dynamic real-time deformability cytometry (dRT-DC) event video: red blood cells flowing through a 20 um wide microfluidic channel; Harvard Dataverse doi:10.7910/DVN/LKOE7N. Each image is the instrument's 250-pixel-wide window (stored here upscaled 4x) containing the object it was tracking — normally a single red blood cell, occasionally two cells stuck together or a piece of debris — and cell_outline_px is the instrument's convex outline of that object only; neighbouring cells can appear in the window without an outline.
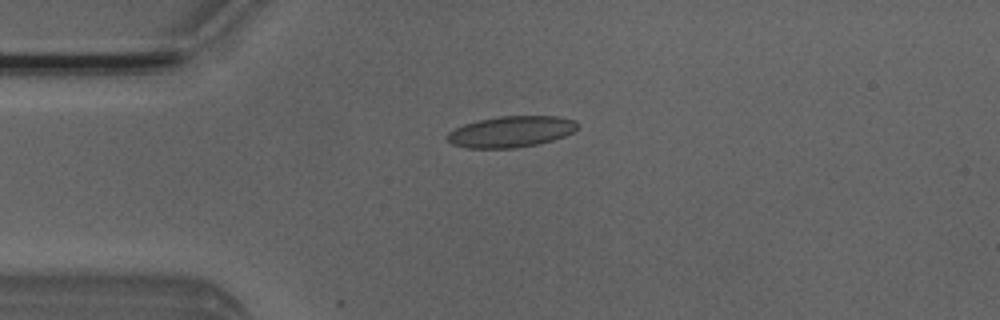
{"species": "Egyptian fruit bat (a non-hibernating species)", "species_latin": "Rousettus aegyptiacus", "temperature_condition": "room temperature", "stored_images_in_passage": 3, "camera_frame_rate_fps": 3000, "um_per_image_px": 0.085, "animal": {"sex": "male"}, "frame": {"image": 1, "passage_image": 1, "time_ms": 0.0, "image_size_px": [1000, 320], "cell_outline_px": [[580, 124], [572, 132], [564, 136], [552, 140], [536, 144], [512, 148], [468, 148], [452, 144], [448, 140], [448, 132], [464, 124], [480, 120], [500, 116], [560, 116], [576, 120]], "centroid_in_image_um": [43.47, 11.18], "position_along_channel_um": 41.5, "area_um2": 23.47}}
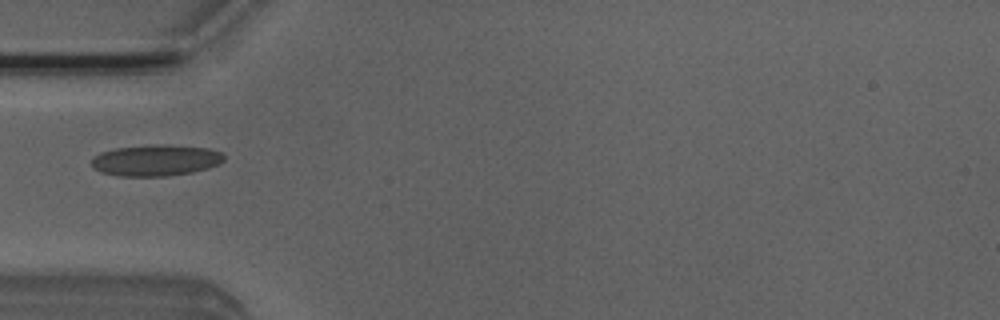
{"frame": {"image": 2, "passage_image": 2, "time_ms": 0.333, "image_size_px": [1000, 320], "cell_outline_px": [[224, 160], [220, 164], [208, 168], [192, 172], [168, 176], [120, 176], [100, 172], [92, 168], [92, 160], [100, 152], [116, 148], [148, 144], [168, 144], [208, 148], [220, 152], [224, 156]], "centroid_in_image_um": [13.24, 13.62], "position_along_channel_um": 71.8, "area_um2": 24.33}}